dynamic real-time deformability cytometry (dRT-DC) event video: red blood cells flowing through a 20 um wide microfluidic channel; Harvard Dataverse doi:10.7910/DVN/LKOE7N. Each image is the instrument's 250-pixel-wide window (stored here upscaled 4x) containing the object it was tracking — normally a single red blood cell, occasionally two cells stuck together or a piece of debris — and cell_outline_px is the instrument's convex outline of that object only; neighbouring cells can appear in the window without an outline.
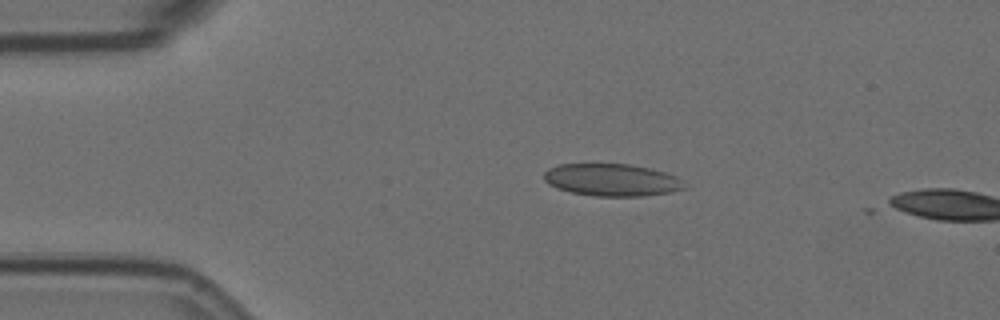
{"species": "Egyptian fruit bat (a non-hibernating species)", "species_latin": "Rousettus aegyptiacus", "temperature_condition": "room temperature", "stored_images_in_passage": 4, "camera_frame_rate_fps": 3000, "um_per_image_px": 0.085, "animal": {"sex": "female"}, "frame": {"image": 1, "passage_image": 3, "time_ms": 0.667, "image_size_px": [1000, 320], "cell_outline_px": [[684, 188], [668, 192], [644, 196], [592, 196], [572, 192], [556, 188], [548, 184], [544, 180], [544, 172], [548, 168], [560, 164], [628, 164], [652, 168], [676, 176], [680, 180]], "centroid_in_image_um": [51.95, 15.29], "position_along_channel_um": 33.1, "area_um2": 26.3}}